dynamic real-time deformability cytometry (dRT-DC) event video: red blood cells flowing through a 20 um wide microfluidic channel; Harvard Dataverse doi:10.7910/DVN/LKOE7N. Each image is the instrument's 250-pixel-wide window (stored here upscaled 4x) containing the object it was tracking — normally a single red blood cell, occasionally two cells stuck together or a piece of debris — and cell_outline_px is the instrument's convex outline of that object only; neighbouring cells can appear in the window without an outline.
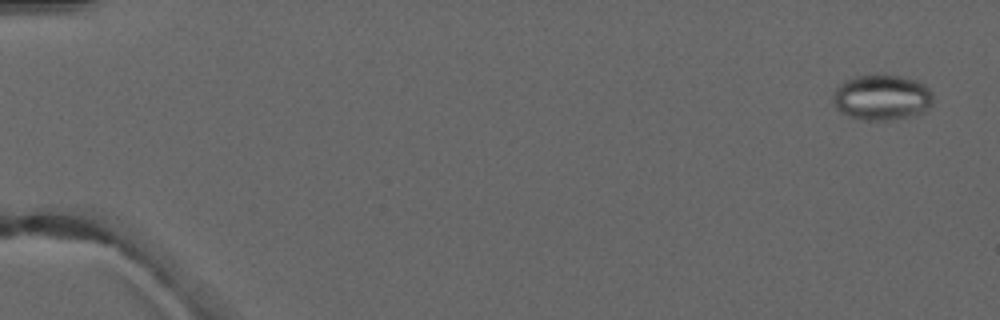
{"species": "common noctule bat (a hibernating species)", "species_latin": "Nyctalus noctula", "temperature_condition": "warm", "stored_images_in_passage": 5, "camera_frame_rate_fps": 3000, "um_per_image_px": 0.085, "animal": {"sex": "male", "forearm_length_mm": 52.5}, "frame": {"image": 1, "passage_image": 1, "time_ms": 0.0, "image_size_px": [1000, 320], "cell_outline_px": [[932, 104], [924, 112], [908, 116], [888, 120], [860, 120], [848, 116], [840, 112], [836, 108], [832, 100], [832, 96], [836, 88], [844, 80], [856, 76], [900, 76], [916, 80], [924, 84], [932, 92]], "centroid_in_image_um": [74.93, 8.29], "position_along_channel_um": 10.1, "area_um2": 26.47}}